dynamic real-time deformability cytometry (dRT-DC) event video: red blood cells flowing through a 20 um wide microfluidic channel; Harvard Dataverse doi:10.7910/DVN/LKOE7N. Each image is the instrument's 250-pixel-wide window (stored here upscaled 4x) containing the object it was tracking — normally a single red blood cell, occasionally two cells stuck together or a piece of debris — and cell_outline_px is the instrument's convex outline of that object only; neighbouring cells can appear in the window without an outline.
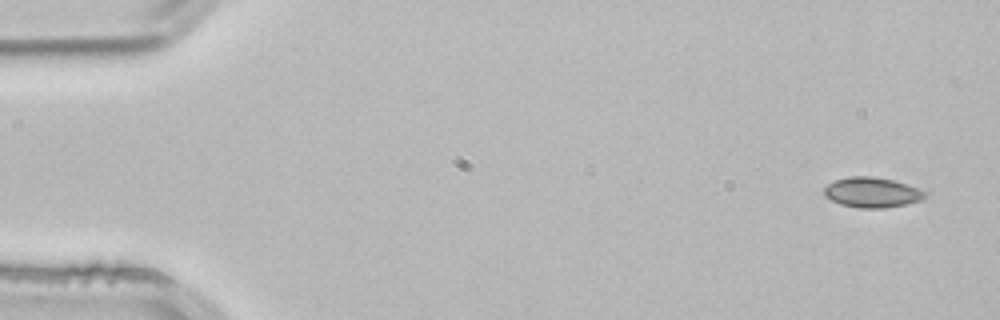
{"species": "common noctule bat (a hibernating species)", "species_latin": "Nyctalus noctula", "temperature_condition": "room temperature", "stored_images_in_passage": 3, "camera_frame_rate_fps": 3000, "um_per_image_px": 0.085, "animal": {"sex": "male", "body_mass_g": 21.5, "forearm_length_mm": 52.0}, "frame": {"image": 1, "passage_image": 1, "time_ms": 0.0, "image_size_px": [1000, 320], "cell_outline_px": [[928, 192], [920, 200], [904, 204], [884, 208], [860, 208], [840, 204], [824, 196], [824, 188], [828, 184], [836, 180], [848, 176], [872, 176], [892, 180]], "centroid_in_image_um": [74.07, 16.35], "position_along_channel_um": 10.9, "area_um2": 17.46}}